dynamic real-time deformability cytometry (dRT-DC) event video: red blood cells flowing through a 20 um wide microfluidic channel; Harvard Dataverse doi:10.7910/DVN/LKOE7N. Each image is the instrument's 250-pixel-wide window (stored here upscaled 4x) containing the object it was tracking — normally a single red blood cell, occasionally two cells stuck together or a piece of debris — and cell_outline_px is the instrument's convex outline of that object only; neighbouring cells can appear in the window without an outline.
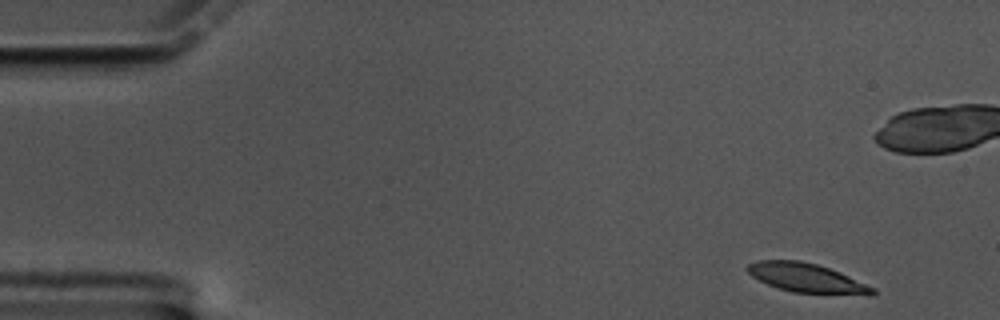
{"species": "common noctule bat (a hibernating species)", "species_latin": "Nyctalus noctula", "temperature_condition": "cold", "stored_images_in_passage": 56, "camera_frame_rate_fps": 3000, "um_per_image_px": 0.085, "animal": {"sex": "male", "body_mass_g": 17.5, "forearm_length_mm": 52.3}, "frame": {"image": 1, "passage_image": 1, "time_ms": 0.0, "image_size_px": [1000, 320], "cell_outline_px": [[876, 292], [872, 296], [868, 296], [792, 292], [768, 284], [752, 276], [744, 268], [748, 264], [756, 260], [800, 260], [816, 264], [840, 272], [876, 288]], "centroid_in_image_um": [68.61, 23.64], "position_along_channel_um": 16.4, "area_um2": 21.44}}
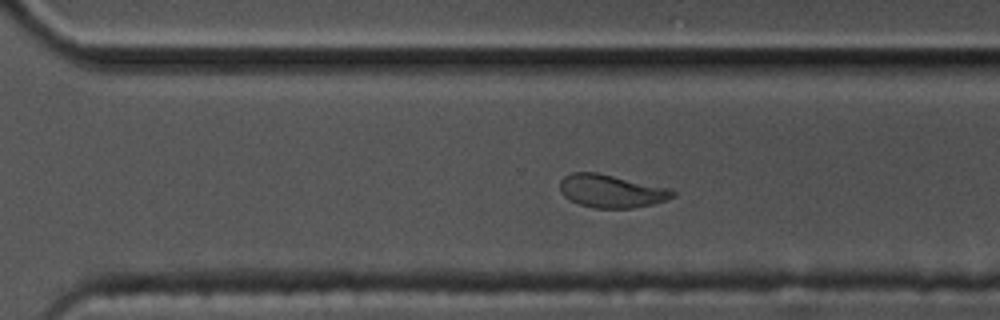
{"frame": {"image": 2, "passage_image": 37, "time_ms": 12.0, "image_size_px": [1000, 320], "cell_outline_px": [[676, 196], [668, 200], [652, 204], [632, 208], [592, 208], [580, 204], [564, 196], [560, 192], [560, 180], [564, 176], [572, 172], [596, 172], [672, 188], [676, 192]], "centroid_in_image_um": [52.0, 16.24], "position_along_channel_um": 318.6, "area_um2": 21.91}}
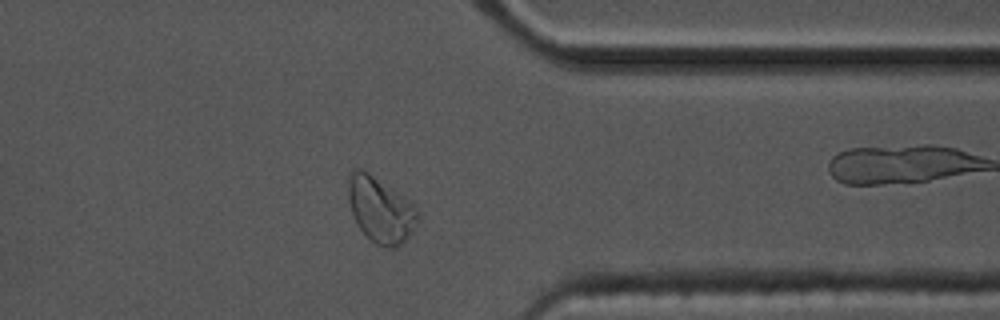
{"frame": {"image": 3, "passage_image": 43, "time_ms": 14.0, "image_size_px": [1000, 320], "cell_outline_px": [[420, 220], [412, 232], [396, 248], [388, 248], [376, 244], [356, 224], [348, 200], [348, 180], [352, 168], [360, 168], [368, 172], [416, 204], [420, 212]], "centroid_in_image_um": [32.37, 17.82], "position_along_channel_um": 379.0, "area_um2": 26.76}, "authors_computed_cell_mechanics": {"area_um2": 22.4264, "velocity_mm_per_s": 3.3741, "shape_relaxation_time_tau1_ms": 5.8063, "shape_relaxation_time_tau2_ms": 2.3074, "deformation_change_tau1": 0.1611, "deformation_change_tau2": 0.0643}}